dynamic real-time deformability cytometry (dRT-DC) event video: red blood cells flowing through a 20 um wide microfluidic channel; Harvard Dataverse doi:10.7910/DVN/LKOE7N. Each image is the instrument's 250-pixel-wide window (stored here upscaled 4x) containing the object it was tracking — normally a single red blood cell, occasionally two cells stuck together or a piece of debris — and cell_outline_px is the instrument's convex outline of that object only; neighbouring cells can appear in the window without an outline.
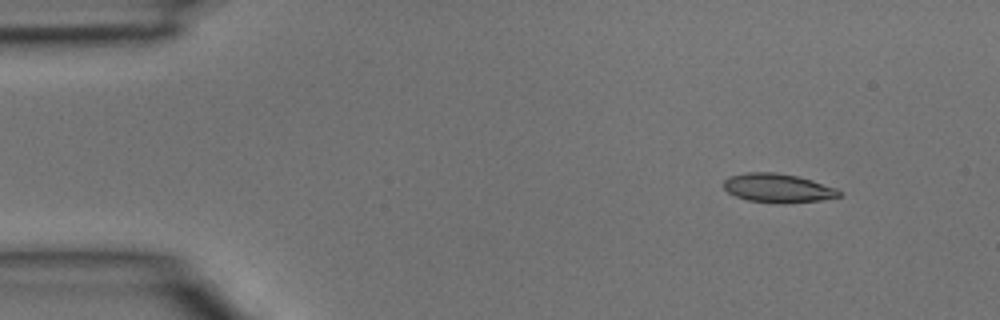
{"species": "common noctule bat (a hibernating species)", "species_latin": "Nyctalus noctula", "temperature_condition": "room temperature", "stored_images_in_passage": 3, "camera_frame_rate_fps": 3000, "um_per_image_px": 0.085, "animal": {"sex": "male", "body_mass_g": 15.6}, "frame": {"image": 1, "passage_image": 1, "time_ms": 0.0, "image_size_px": [1000, 320], "cell_outline_px": [[840, 196], [820, 200], [748, 200], [736, 196], [728, 192], [724, 188], [724, 180], [728, 176], [748, 172], [776, 172], [796, 176], [812, 180], [836, 188], [840, 192]], "centroid_in_image_um": [66.06, 15.92], "position_along_channel_um": 18.9, "area_um2": 18.32}}
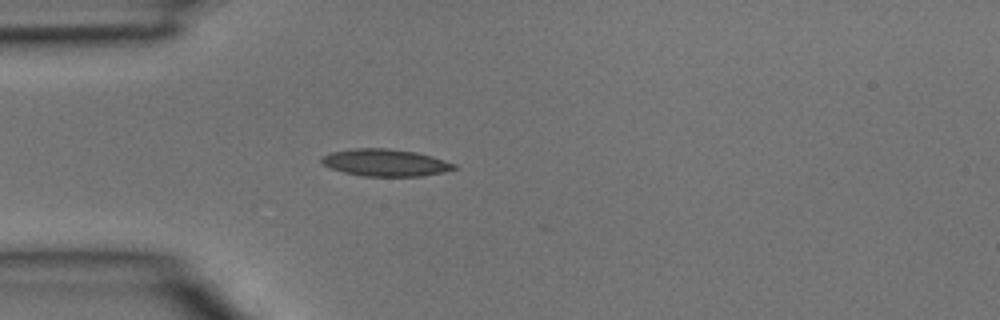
{"frame": {"image": 2, "passage_image": 3, "time_ms": 0.667, "image_size_px": [1000, 320], "cell_outline_px": [[456, 168], [444, 172], [424, 176], [364, 176], [344, 172], [332, 168], [324, 164], [320, 160], [320, 156], [332, 152], [352, 148], [388, 148], [416, 152], [432, 156], [456, 164]], "centroid_in_image_um": [32.76, 13.82], "position_along_channel_um": 52.2, "area_um2": 20.92}}